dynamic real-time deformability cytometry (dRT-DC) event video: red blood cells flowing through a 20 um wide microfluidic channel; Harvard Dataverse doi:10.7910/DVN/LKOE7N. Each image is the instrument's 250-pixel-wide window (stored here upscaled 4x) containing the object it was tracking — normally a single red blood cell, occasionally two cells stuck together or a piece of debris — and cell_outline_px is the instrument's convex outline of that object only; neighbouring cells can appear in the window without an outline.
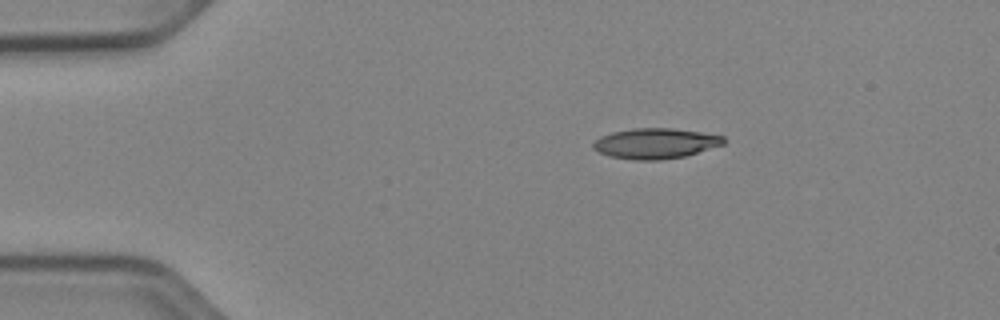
{"species": "Egyptian fruit bat (a non-hibernating species)", "species_latin": "Rousettus aegyptiacus", "temperature_condition": "cold", "stored_images_in_passage": 51, "camera_frame_rate_fps": 3000, "um_per_image_px": 0.085, "animal": {"sex": "female"}, "frame": {"image": 1, "passage_image": 9, "time_ms": 2.667, "image_size_px": [1000, 320], "cell_outline_px": [[724, 144], [684, 156], [660, 160], [636, 160], [612, 156], [600, 152], [592, 148], [592, 144], [600, 136], [612, 132], [632, 128], [672, 128], [700, 132], [724, 136]], "centroid_in_image_um": [55.7, 12.18], "position_along_channel_um": 29.3, "area_um2": 22.89}}
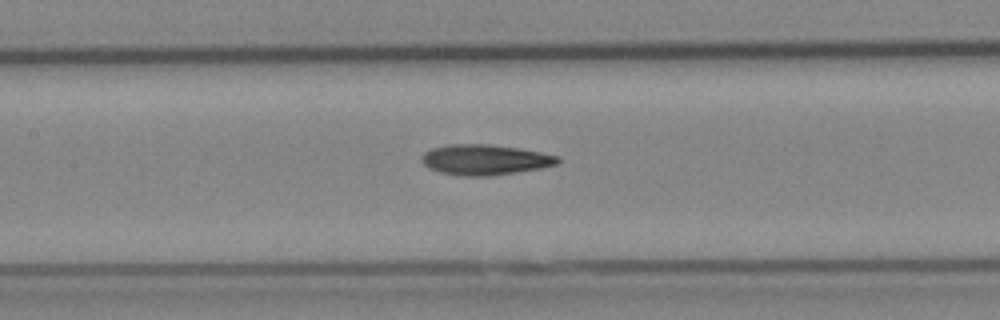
{"frame": {"image": 2, "passage_image": 24, "time_ms": 7.667, "image_size_px": [1000, 320], "cell_outline_px": [[560, 160], [556, 164], [540, 168], [516, 172], [488, 176], [464, 176], [440, 172], [428, 168], [420, 160], [420, 156], [424, 152], [432, 148], [448, 144], [488, 144], [520, 148], [560, 156]], "centroid_in_image_um": [41.19, 13.57], "position_along_channel_um": 166.2, "area_um2": 24.16}}
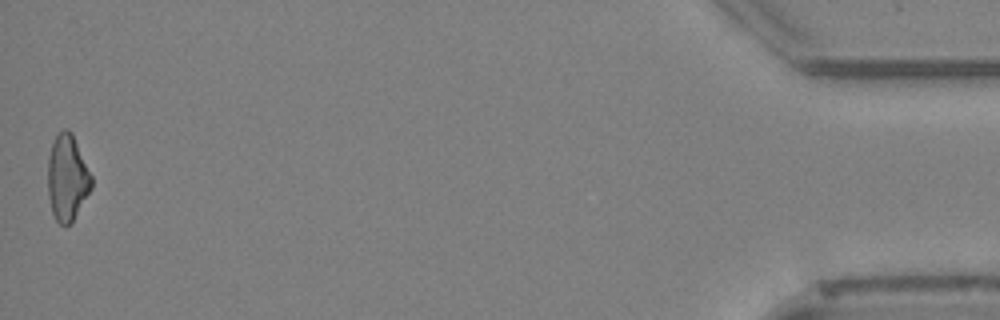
{"frame": {"image": 3, "passage_image": 51, "time_ms": 16.667, "image_size_px": [1000, 320], "cell_outline_px": [[92, 188], [72, 224], [60, 224], [56, 220], [52, 212], [48, 196], [48, 156], [56, 132], [64, 128], [68, 128], [72, 132], [92, 176]], "centroid_in_image_um": [5.72, 15.1], "position_along_channel_um": 429.5, "area_um2": 22.2}, "authors_computed_cell_mechanics": {"area_um2": 22.831, "velocity_mm_per_s": 3.9491, "shape_relaxation_time_tau1_ms": 8.8068, "shape_relaxation_time_tau2_ms": null, "deformation_change_tau1": 0.1893, "deformation_change_tau2": null}}